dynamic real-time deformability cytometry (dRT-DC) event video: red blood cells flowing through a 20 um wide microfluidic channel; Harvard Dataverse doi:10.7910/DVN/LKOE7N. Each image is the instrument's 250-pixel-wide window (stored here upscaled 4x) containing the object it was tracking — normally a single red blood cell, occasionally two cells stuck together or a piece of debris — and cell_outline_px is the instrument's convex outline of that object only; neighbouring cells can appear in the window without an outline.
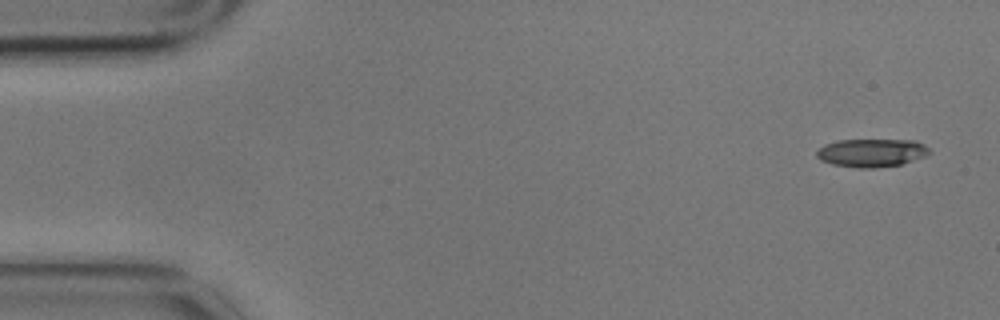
{"species": "common noctule bat (a hibernating species)", "species_latin": "Nyctalus noctula", "temperature_condition": "cold", "stored_images_in_passage": 2, "camera_frame_rate_fps": 3000, "um_per_image_px": 0.085, "animal": {"sex": "male", "body_mass_g": 17.9}, "frame": {"image": 1, "passage_image": 2, "time_ms": 0.333, "image_size_px": [1000, 320], "cell_outline_px": [[932, 152], [924, 156], [900, 164], [876, 168], [856, 168], [832, 164], [820, 160], [816, 156], [816, 152], [824, 144], [836, 140], [916, 140], [924, 144]], "centroid_in_image_um": [74.06, 12.98], "position_along_channel_um": 10.9, "area_um2": 18.55}}